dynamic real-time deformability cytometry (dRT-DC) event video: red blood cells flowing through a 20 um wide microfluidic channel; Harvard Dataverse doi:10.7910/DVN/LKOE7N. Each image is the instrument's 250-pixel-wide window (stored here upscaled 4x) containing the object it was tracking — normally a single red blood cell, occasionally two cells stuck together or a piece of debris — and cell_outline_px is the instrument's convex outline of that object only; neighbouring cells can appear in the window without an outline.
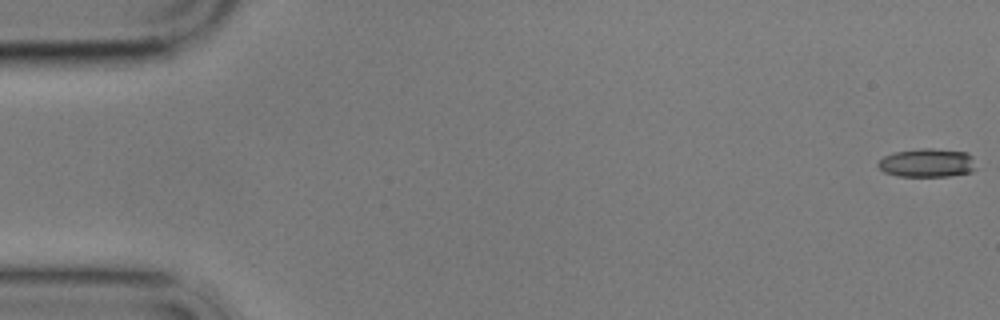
{"species": "common noctule bat (a hibernating species)", "species_latin": "Nyctalus noctula", "temperature_condition": "cold", "stored_images_in_passage": 6, "camera_frame_rate_fps": 3000, "um_per_image_px": 0.085, "animal": {"sex": "male", "body_mass_g": 17.9}, "frame": {"image": 1, "passage_image": 1, "time_ms": 0.0, "image_size_px": [1000, 320], "cell_outline_px": [[976, 168], [972, 172], [948, 176], [896, 176], [884, 172], [876, 164], [884, 156], [896, 152], [920, 148], [932, 148], [968, 152], [972, 156]], "centroid_in_image_um": [78.83, 13.84], "position_along_channel_um": 6.2, "area_um2": 16.42}}
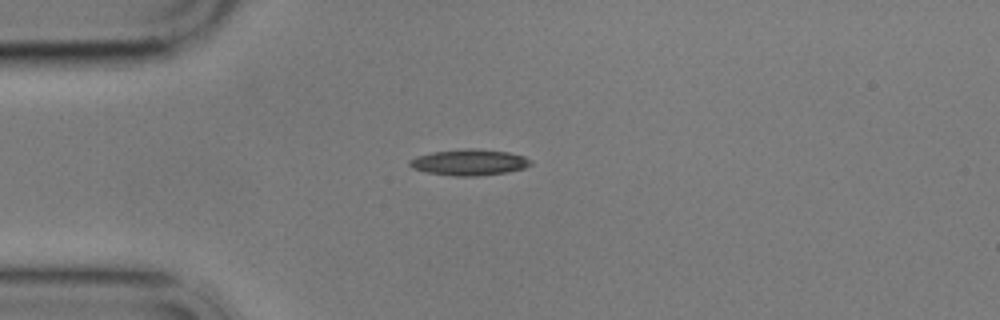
{"frame": {"image": 2, "passage_image": 5, "time_ms": 4.667, "image_size_px": [1000, 320], "cell_outline_px": [[532, 164], [524, 168], [508, 172], [476, 176], [456, 176], [428, 172], [412, 168], [408, 164], [408, 160], [416, 156], [432, 152], [464, 148], [476, 148], [508, 152], [524, 156], [532, 160]], "centroid_in_image_um": [39.89, 13.79], "position_along_channel_um": 45.1, "area_um2": 18.5}}